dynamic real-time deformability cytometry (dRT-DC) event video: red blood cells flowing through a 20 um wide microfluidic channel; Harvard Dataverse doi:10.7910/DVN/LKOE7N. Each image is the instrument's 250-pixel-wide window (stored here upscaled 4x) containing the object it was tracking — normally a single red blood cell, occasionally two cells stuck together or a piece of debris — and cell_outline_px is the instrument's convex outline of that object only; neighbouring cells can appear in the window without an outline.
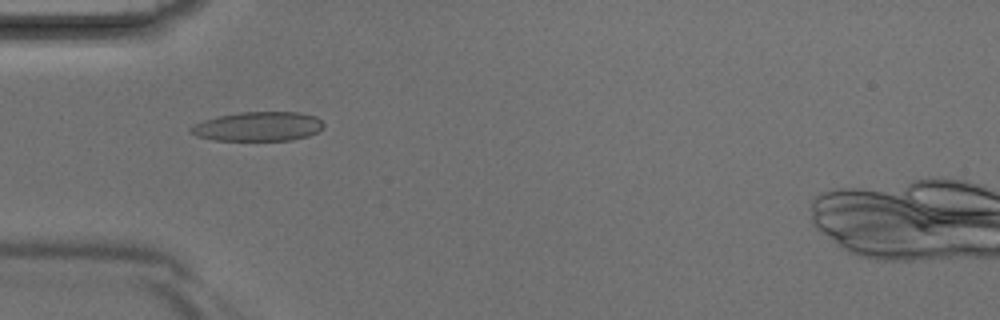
{"species": "Egyptian fruit bat (a non-hibernating species)", "species_latin": "Rousettus aegyptiacus", "temperature_condition": "room temperature", "stored_images_in_passage": 1, "camera_frame_rate_fps": 3000, "um_per_image_px": 0.085, "animal": {"sex": "male"}, "frame": {"image": 1, "passage_image": 1, "time_ms": 0.0, "image_size_px": [1000, 320], "cell_outline_px": [[324, 128], [308, 136], [292, 140], [212, 140], [196, 136], [188, 128], [204, 120], [220, 116], [240, 112], [300, 112], [316, 116], [324, 124]], "centroid_in_image_um": [21.97, 10.75], "position_along_channel_um": 63.0, "area_um2": 22.6}}